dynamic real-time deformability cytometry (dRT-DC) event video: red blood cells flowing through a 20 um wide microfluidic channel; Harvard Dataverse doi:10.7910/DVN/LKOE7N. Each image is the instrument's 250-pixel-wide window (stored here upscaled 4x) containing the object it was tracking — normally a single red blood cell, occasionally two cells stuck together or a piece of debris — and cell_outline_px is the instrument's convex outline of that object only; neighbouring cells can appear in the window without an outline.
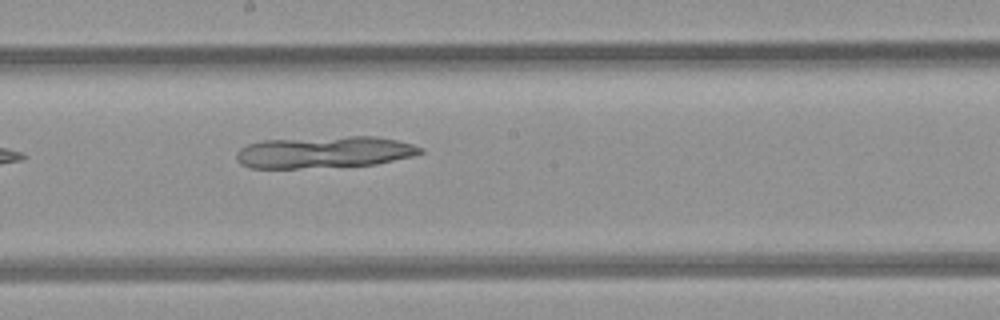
{"species": "common noctule bat (a hibernating species)", "species_latin": "Nyctalus noctula", "temperature_condition": "room temperature", "stored_images_in_passage": 7, "segment_of_instrument_passage": [1, 2], "camera_frame_rate_fps": 3000, "um_per_image_px": 0.085, "animal": {"sex": "female", "body_mass_g": 21.9}, "frame": {"image": 1, "passage_image": 6, "time_ms": 1.667, "image_size_px": [1000, 320], "cell_outline_px": [[424, 152], [412, 156], [376, 164], [300, 168], [252, 168], [240, 164], [236, 160], [236, 152], [240, 148], [248, 144], [264, 140], [348, 136], [376, 136], [396, 140], [412, 144], [424, 148]], "centroid_in_image_um": [27.55, 12.93], "position_along_channel_um": 220.6, "area_um2": 33.99}}